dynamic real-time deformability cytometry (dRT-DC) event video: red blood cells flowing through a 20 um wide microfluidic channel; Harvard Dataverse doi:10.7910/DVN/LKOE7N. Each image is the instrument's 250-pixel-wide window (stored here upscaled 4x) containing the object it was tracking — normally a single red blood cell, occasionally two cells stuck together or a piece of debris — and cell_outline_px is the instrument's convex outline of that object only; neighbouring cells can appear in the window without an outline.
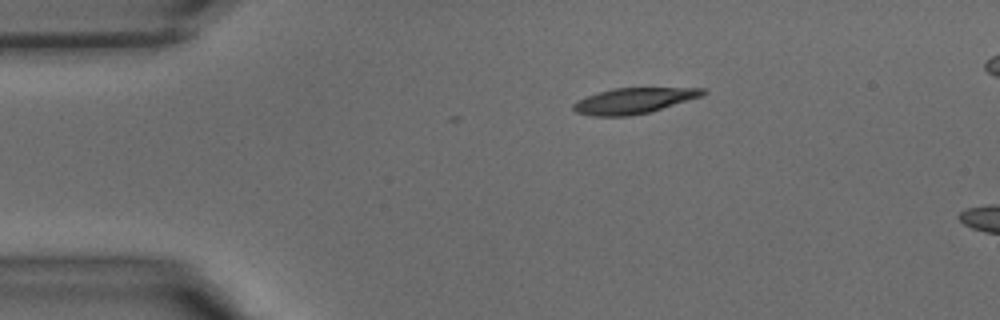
{"species": "common noctule bat (a hibernating species)", "species_latin": "Nyctalus noctula", "temperature_condition": "warm", "stored_images_in_passage": 5, "camera_frame_rate_fps": 3000, "um_per_image_px": 0.085, "animal": {"sex": "male", "body_mass_g": 15.6}, "frame": {"image": 1, "passage_image": 1, "time_ms": 0.0, "image_size_px": [1000, 320], "cell_outline_px": [[708, 92], [704, 96], [648, 112], [628, 116], [592, 116], [576, 112], [572, 108], [572, 104], [588, 96], [612, 88], [704, 88]], "centroid_in_image_um": [53.91, 8.56], "position_along_channel_um": 31.1, "area_um2": 19.19}}